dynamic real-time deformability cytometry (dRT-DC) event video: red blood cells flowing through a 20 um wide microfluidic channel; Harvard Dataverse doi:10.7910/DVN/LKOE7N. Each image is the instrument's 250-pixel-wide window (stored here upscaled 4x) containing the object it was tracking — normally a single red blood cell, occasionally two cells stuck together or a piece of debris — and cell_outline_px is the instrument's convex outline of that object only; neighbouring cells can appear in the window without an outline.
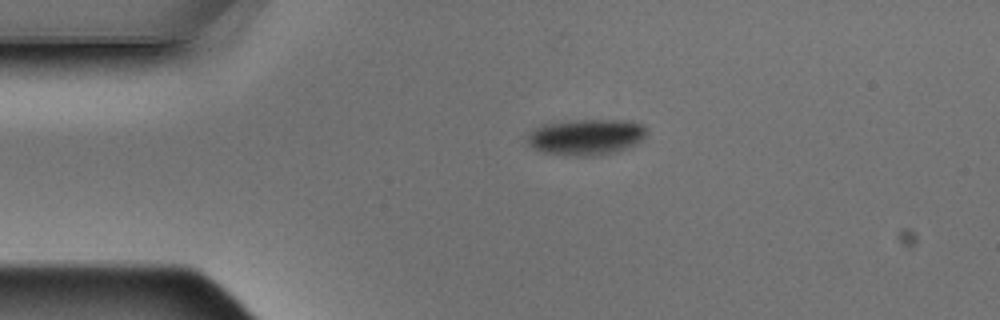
{"species": "Egyptian fruit bat (a non-hibernating species)", "species_latin": "Rousettus aegyptiacus", "temperature_condition": "warm", "stored_images_in_passage": 2, "camera_frame_rate_fps": 3000, "um_per_image_px": 0.085, "animal": {"sex": "male"}, "frame": {"image": 1, "passage_image": 1, "time_ms": 0.0, "image_size_px": [1000, 320], "cell_outline_px": [[648, 132], [636, 144], [628, 148], [616, 152], [600, 156], [564, 156], [544, 152], [532, 148], [528, 144], [528, 136], [536, 128], [544, 124], [572, 120], [628, 120], [644, 124], [648, 128]], "centroid_in_image_um": [49.87, 11.66], "position_along_channel_um": 35.1, "area_um2": 25.37}}